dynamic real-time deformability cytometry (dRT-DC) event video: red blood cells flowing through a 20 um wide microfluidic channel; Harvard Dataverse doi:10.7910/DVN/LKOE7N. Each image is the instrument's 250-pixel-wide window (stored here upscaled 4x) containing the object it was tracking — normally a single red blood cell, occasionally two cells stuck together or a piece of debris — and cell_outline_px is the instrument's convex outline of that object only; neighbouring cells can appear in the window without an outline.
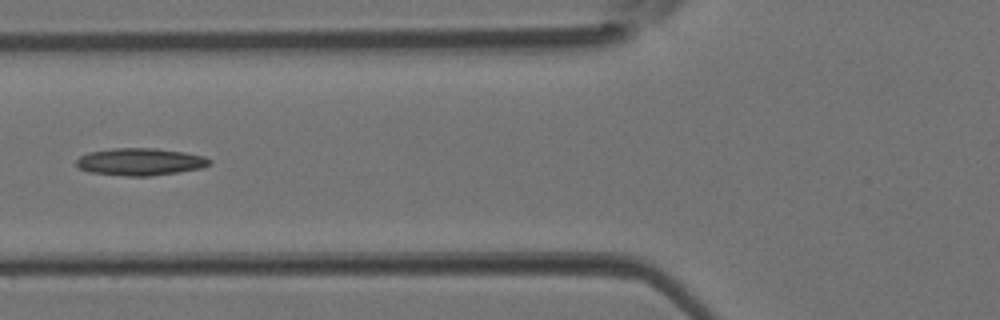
{"species": "Egyptian fruit bat (a non-hibernating species)", "species_latin": "Rousettus aegyptiacus", "temperature_condition": "room temperature", "stored_images_in_passage": 5, "camera_frame_rate_fps": 3000, "um_per_image_px": 0.085, "animal": {"sex": "female"}, "frame": {"image": 1, "passage_image": 5, "time_ms": 1.333, "image_size_px": [1000, 320], "cell_outline_px": [[212, 164], [204, 168], [148, 176], [124, 176], [88, 172], [80, 168], [76, 164], [76, 160], [80, 156], [88, 152], [112, 148], [156, 148], [184, 152], [204, 156], [212, 160]], "centroid_in_image_um": [11.93, 13.75], "position_along_channel_um": 113.9, "area_um2": 21.33}}